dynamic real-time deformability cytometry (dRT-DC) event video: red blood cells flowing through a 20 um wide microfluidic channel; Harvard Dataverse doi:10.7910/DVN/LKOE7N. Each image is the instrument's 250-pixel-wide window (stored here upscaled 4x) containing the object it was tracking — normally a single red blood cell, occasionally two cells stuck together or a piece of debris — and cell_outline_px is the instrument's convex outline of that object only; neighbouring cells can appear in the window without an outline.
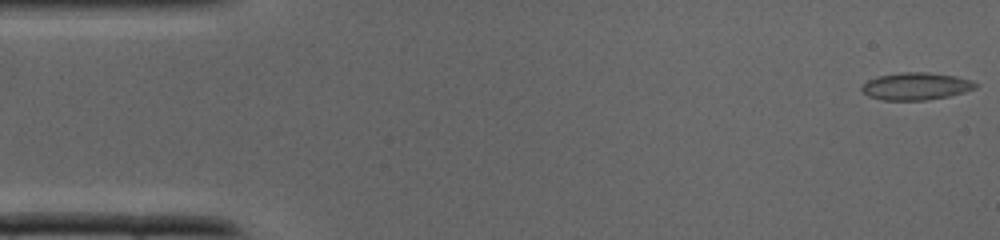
{"species": "common noctule bat (a hibernating species)", "species_latin": "Nyctalus noctula", "temperature_condition": "cold", "stored_images_in_passage": 31, "camera_frame_rate_fps": 3000, "um_per_image_px": 0.085, "animal": {"sex": "male", "body_mass_g": 19.0, "forearm_length_mm": 50.8}, "frame": {"image": 1, "passage_image": 1, "time_ms": 0.0, "image_size_px": [1000, 240], "cell_outline_px": [[976, 88], [964, 92], [948, 96], [928, 100], [884, 100], [868, 96], [860, 88], [868, 80], [880, 76], [900, 72], [928, 72], [956, 76], [972, 80], [976, 84]], "centroid_in_image_um": [77.87, 7.33], "position_along_channel_um": 7.1, "area_um2": 18.03}}
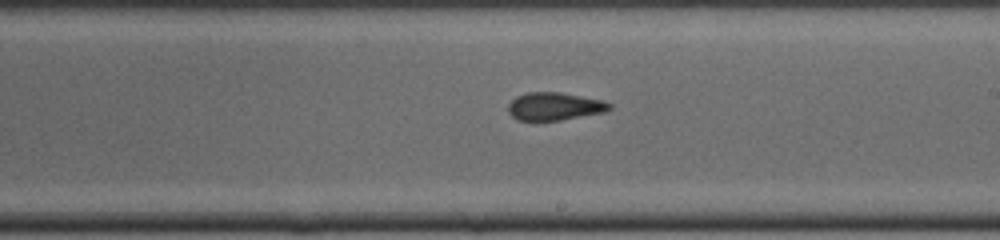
{"frame": {"image": 2, "passage_image": 21, "time_ms": 6.667, "image_size_px": [1000, 240], "cell_outline_px": [[612, 108], [604, 112], [560, 120], [516, 120], [508, 112], [508, 104], [516, 96], [528, 92], [560, 92], [600, 100], [612, 104]], "centroid_in_image_um": [47.1, 9.04], "position_along_channel_um": 241.9, "area_um2": 16.3}}
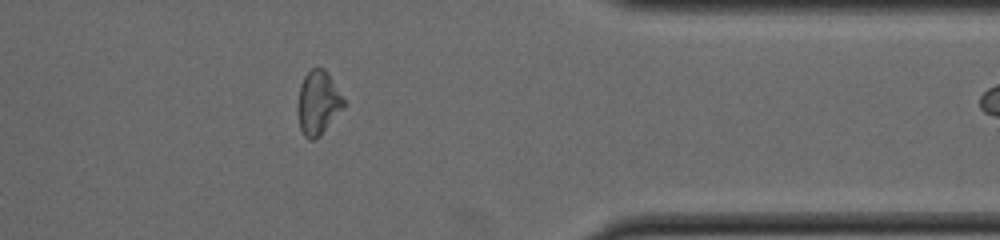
{"frame": {"image": 3, "passage_image": 30, "time_ms": 9.667, "image_size_px": [1000, 240], "cell_outline_px": [[344, 108], [320, 136], [316, 140], [308, 140], [304, 136], [300, 128], [300, 84], [304, 76], [312, 68], [324, 68], [332, 80], [344, 100]], "centroid_in_image_um": [27.07, 8.77], "position_along_channel_um": 384.3, "area_um2": 16.59}}